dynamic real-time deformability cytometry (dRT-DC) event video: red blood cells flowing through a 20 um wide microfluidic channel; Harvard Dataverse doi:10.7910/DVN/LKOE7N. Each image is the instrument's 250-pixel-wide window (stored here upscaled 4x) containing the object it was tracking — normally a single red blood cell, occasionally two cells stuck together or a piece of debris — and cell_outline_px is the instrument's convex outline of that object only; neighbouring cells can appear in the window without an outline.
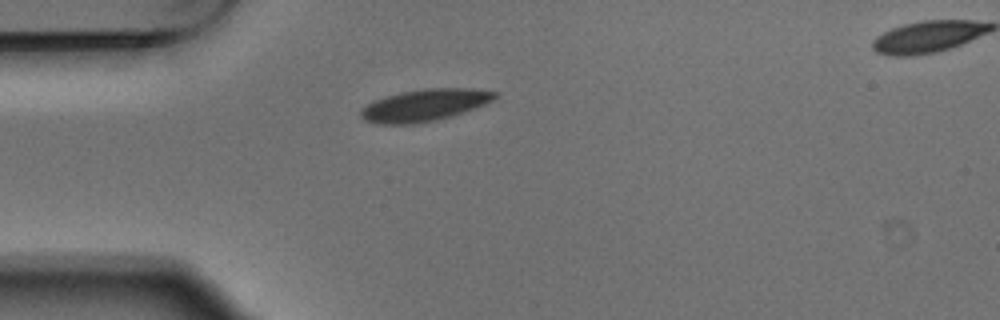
{"species": "Egyptian fruit bat (a non-hibernating species)", "species_latin": "Rousettus aegyptiacus", "temperature_condition": "warm", "stored_images_in_passage": 2, "segment_of_instrument_passage": [1, 2], "camera_frame_rate_fps": 3000, "um_per_image_px": 0.085, "animal": {"sex": "male"}, "frame": {"image": 1, "passage_image": 1, "time_ms": 0.0, "image_size_px": [1000, 320], "cell_outline_px": [[500, 96], [484, 104], [448, 116], [416, 124], [376, 124], [364, 120], [360, 116], [360, 108], [384, 96], [400, 92], [424, 88], [476, 88], [500, 92]], "centroid_in_image_um": [36.07, 8.92], "position_along_channel_um": 48.9, "area_um2": 24.91}}